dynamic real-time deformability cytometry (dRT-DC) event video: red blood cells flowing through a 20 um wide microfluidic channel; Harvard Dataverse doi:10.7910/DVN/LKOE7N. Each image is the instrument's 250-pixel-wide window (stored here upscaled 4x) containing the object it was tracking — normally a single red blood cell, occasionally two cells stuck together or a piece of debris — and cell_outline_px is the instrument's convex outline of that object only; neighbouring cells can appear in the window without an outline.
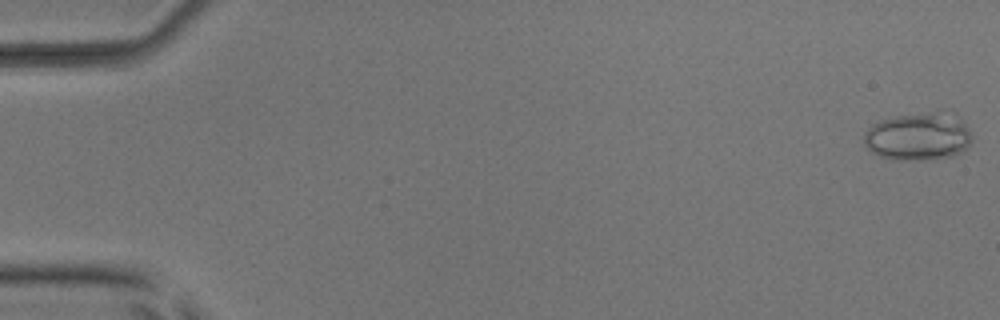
{"species": "common noctule bat (a hibernating species)", "species_latin": "Nyctalus noctula", "temperature_condition": "room temperature", "stored_images_in_passage": 5, "camera_frame_rate_fps": 3000, "um_per_image_px": 0.085, "animal": {"sex": "male", "body_mass_g": 17.9, "forearm_length_mm": 54.2}, "frame": {"image": 1, "passage_image": 1, "time_ms": 0.0, "image_size_px": [1000, 320], "cell_outline_px": [[972, 140], [960, 152], [952, 156], [924, 160], [900, 160], [880, 156], [872, 152], [864, 144], [864, 132], [872, 124], [880, 120], [896, 116], [936, 112], [960, 120], [968, 128], [972, 136]], "centroid_in_image_um": [77.99, 11.63], "position_along_channel_um": 7.0, "area_um2": 29.42}}